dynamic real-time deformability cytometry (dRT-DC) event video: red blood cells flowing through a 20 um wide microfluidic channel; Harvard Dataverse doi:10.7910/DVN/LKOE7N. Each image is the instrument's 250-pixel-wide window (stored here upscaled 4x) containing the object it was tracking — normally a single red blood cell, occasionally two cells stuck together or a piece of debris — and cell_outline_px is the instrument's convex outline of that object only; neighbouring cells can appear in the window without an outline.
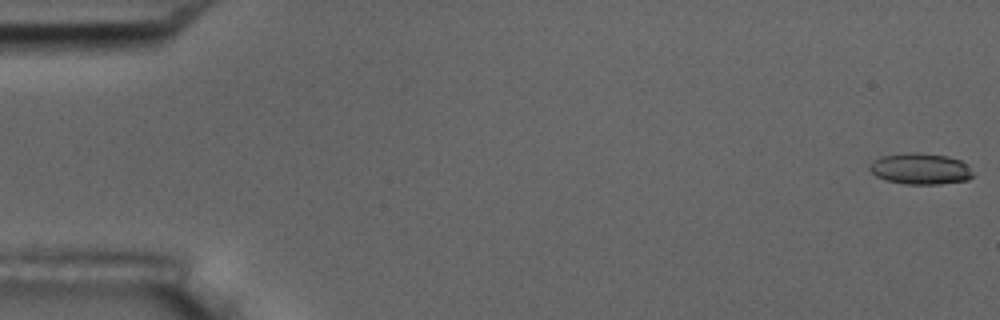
{"species": "common noctule bat (a hibernating species)", "species_latin": "Nyctalus noctula", "temperature_condition": "room temperature", "stored_images_in_passage": 56, "camera_frame_rate_fps": 3000, "um_per_image_px": 0.085, "animal": {"sex": "male", "body_mass_g": 17.5, "forearm_length_mm": 52.3}, "frame": {"image": 1, "passage_image": 1, "time_ms": 0.0, "image_size_px": [1000, 320], "cell_outline_px": [[972, 176], [968, 180], [940, 184], [904, 184], [884, 180], [876, 176], [868, 168], [872, 160], [880, 156], [904, 152], [920, 152], [948, 156], [960, 160], [968, 164], [972, 172]], "centroid_in_image_um": [78.21, 14.33], "position_along_channel_um": 6.8, "area_um2": 19.13}}
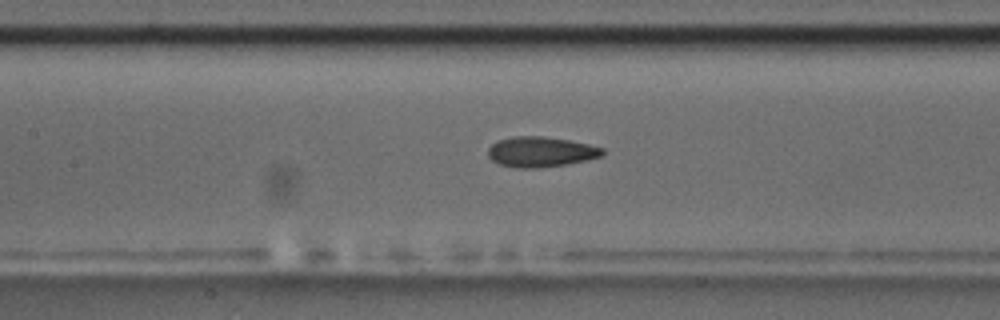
{"frame": {"image": 2, "passage_image": 26, "time_ms": 8.333, "image_size_px": [1000, 320], "cell_outline_px": [[604, 152], [600, 156], [584, 160], [564, 164], [536, 168], [516, 168], [500, 164], [492, 160], [488, 156], [488, 148], [496, 140], [512, 136], [544, 136], [568, 140], [588, 144], [604, 148]], "centroid_in_image_um": [45.91, 12.89], "position_along_channel_um": 161.5, "area_um2": 20.06}}
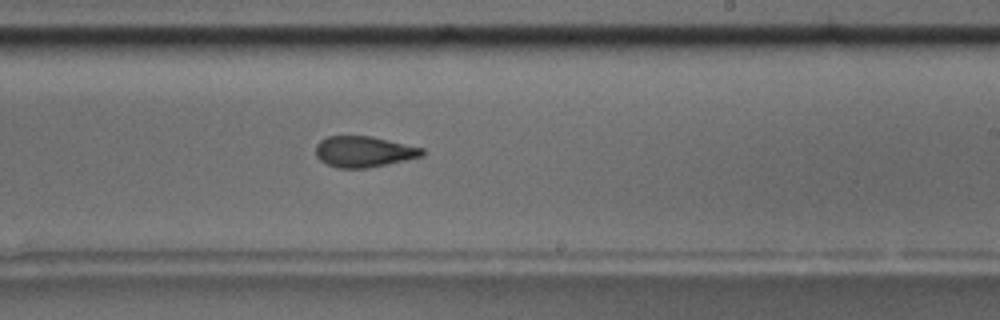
{"frame": {"image": 3, "passage_image": 34, "time_ms": 11.0, "image_size_px": [1000, 320], "cell_outline_px": [[424, 156], [388, 164], [368, 168], [336, 168], [320, 160], [316, 156], [316, 144], [320, 140], [328, 136], [372, 136], [424, 148]], "centroid_in_image_um": [30.94, 12.89], "position_along_channel_um": 258.1, "area_um2": 19.31}, "authors_computed_cell_mechanics": {"area_um2": 19.7098, "velocity_mm_per_s": 3.642, "shape_relaxation_time_tau1_ms": 9.3465, "shape_relaxation_time_tau2_ms": 1.8213, "deformation_change_tau1": 0.1857, "deformation_change_tau2": 0.0908}}